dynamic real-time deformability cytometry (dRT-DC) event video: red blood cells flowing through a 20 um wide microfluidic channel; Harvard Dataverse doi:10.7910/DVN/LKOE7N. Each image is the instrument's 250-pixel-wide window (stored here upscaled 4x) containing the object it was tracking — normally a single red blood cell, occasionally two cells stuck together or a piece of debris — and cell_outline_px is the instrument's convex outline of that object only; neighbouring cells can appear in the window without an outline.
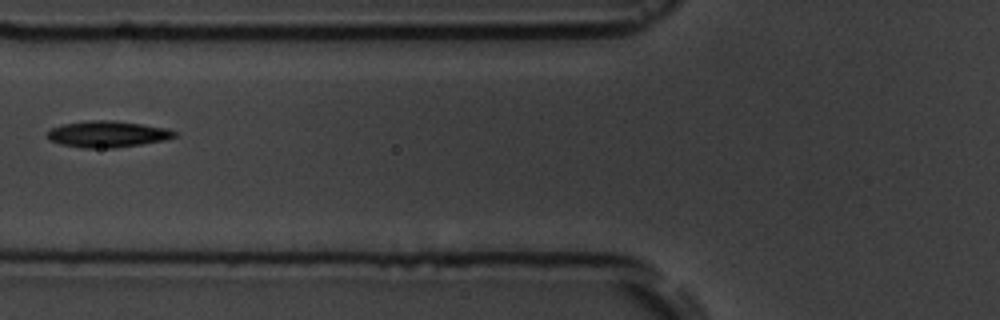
{"species": "common noctule bat (a hibernating species)", "species_latin": "Nyctalus noctula", "temperature_condition": "room temperature", "stored_images_in_passage": 7, "camera_frame_rate_fps": 3000, "um_per_image_px": 0.085, "animal": {"sex": "male", "body_mass_g": 19.5, "forearm_length_mm": 54.6}, "frame": {"image": 1, "passage_image": 5, "time_ms": 5.333, "image_size_px": [1000, 320], "cell_outline_px": [[176, 136], [164, 140], [140, 144], [112, 148], [80, 148], [60, 144], [48, 140], [48, 132], [52, 128], [64, 124], [88, 120], [112, 120], [168, 128], [176, 132]], "centroid_in_image_um": [9.11, 11.4], "position_along_channel_um": 116.7, "area_um2": 19.42}}
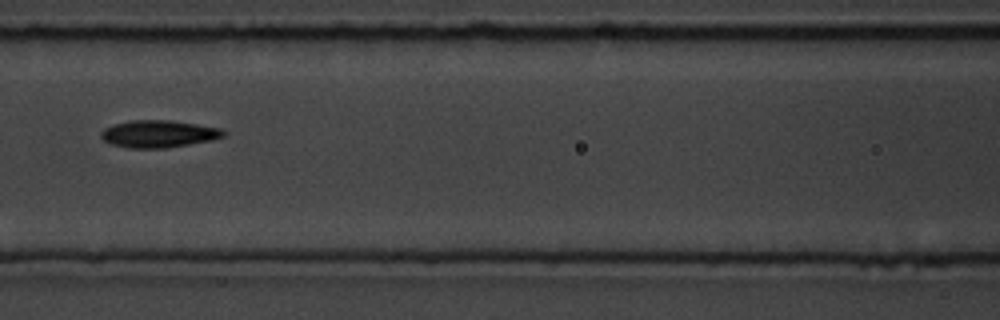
{"frame": {"image": 2, "passage_image": 6, "time_ms": 6.333, "image_size_px": [1000, 320], "cell_outline_px": [[228, 132], [224, 136], [212, 140], [168, 148], [128, 148], [112, 144], [104, 140], [100, 136], [100, 132], [104, 128], [112, 124], [128, 120], [168, 120], [196, 124], [220, 128]], "centroid_in_image_um": [13.47, 11.38], "position_along_channel_um": 153.1, "area_um2": 19.59}}
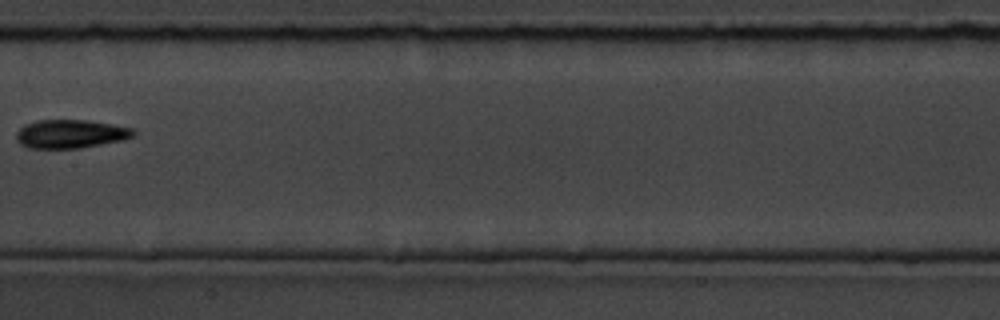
{"frame": {"image": 3, "passage_image": 7, "time_ms": 7.667, "image_size_px": [1000, 320], "cell_outline_px": [[136, 136], [124, 140], [80, 148], [28, 148], [20, 144], [16, 140], [16, 132], [24, 124], [36, 120], [88, 120], [112, 124], [132, 128], [136, 132]], "centroid_in_image_um": [6.0, 11.38], "position_along_channel_um": 201.4, "area_um2": 19.71}}